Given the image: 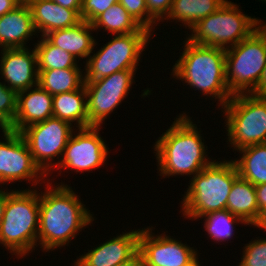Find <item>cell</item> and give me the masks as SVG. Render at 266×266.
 <instances>
[{
	"label": "cell",
	"mask_w": 266,
	"mask_h": 266,
	"mask_svg": "<svg viewBox=\"0 0 266 266\" xmlns=\"http://www.w3.org/2000/svg\"><path fill=\"white\" fill-rule=\"evenodd\" d=\"M238 176L233 160H213L190 179V186L181 201L182 214L189 220H200L208 213L226 209L227 198Z\"/></svg>",
	"instance_id": "4"
},
{
	"label": "cell",
	"mask_w": 266,
	"mask_h": 266,
	"mask_svg": "<svg viewBox=\"0 0 266 266\" xmlns=\"http://www.w3.org/2000/svg\"><path fill=\"white\" fill-rule=\"evenodd\" d=\"M101 127L90 126L78 128L77 134L72 133L63 151L59 164L53 169H70L77 172L99 169L108 156V146L99 135ZM74 135V136H73Z\"/></svg>",
	"instance_id": "13"
},
{
	"label": "cell",
	"mask_w": 266,
	"mask_h": 266,
	"mask_svg": "<svg viewBox=\"0 0 266 266\" xmlns=\"http://www.w3.org/2000/svg\"><path fill=\"white\" fill-rule=\"evenodd\" d=\"M225 58L230 93L251 94L266 65V36L256 29L248 38L225 49Z\"/></svg>",
	"instance_id": "8"
},
{
	"label": "cell",
	"mask_w": 266,
	"mask_h": 266,
	"mask_svg": "<svg viewBox=\"0 0 266 266\" xmlns=\"http://www.w3.org/2000/svg\"><path fill=\"white\" fill-rule=\"evenodd\" d=\"M72 126L73 124L51 117L43 122L30 125L20 132L34 162L46 175L59 164V157H62L69 138L72 133H75ZM56 157L57 163L54 160Z\"/></svg>",
	"instance_id": "10"
},
{
	"label": "cell",
	"mask_w": 266,
	"mask_h": 266,
	"mask_svg": "<svg viewBox=\"0 0 266 266\" xmlns=\"http://www.w3.org/2000/svg\"><path fill=\"white\" fill-rule=\"evenodd\" d=\"M91 24L94 30L103 28L112 35L150 32L136 22L119 2L100 14Z\"/></svg>",
	"instance_id": "26"
},
{
	"label": "cell",
	"mask_w": 266,
	"mask_h": 266,
	"mask_svg": "<svg viewBox=\"0 0 266 266\" xmlns=\"http://www.w3.org/2000/svg\"><path fill=\"white\" fill-rule=\"evenodd\" d=\"M10 193V191H6L3 189H0V224L3 219V215L5 212V207H6V201H7V196Z\"/></svg>",
	"instance_id": "39"
},
{
	"label": "cell",
	"mask_w": 266,
	"mask_h": 266,
	"mask_svg": "<svg viewBox=\"0 0 266 266\" xmlns=\"http://www.w3.org/2000/svg\"><path fill=\"white\" fill-rule=\"evenodd\" d=\"M153 227L141 229L139 252L146 263L156 266H198L196 249L167 234L154 235ZM170 236V237H169Z\"/></svg>",
	"instance_id": "14"
},
{
	"label": "cell",
	"mask_w": 266,
	"mask_h": 266,
	"mask_svg": "<svg viewBox=\"0 0 266 266\" xmlns=\"http://www.w3.org/2000/svg\"><path fill=\"white\" fill-rule=\"evenodd\" d=\"M49 181L45 191L39 193L38 245L45 252L69 244L83 227L94 221L72 187L64 183L54 187Z\"/></svg>",
	"instance_id": "1"
},
{
	"label": "cell",
	"mask_w": 266,
	"mask_h": 266,
	"mask_svg": "<svg viewBox=\"0 0 266 266\" xmlns=\"http://www.w3.org/2000/svg\"><path fill=\"white\" fill-rule=\"evenodd\" d=\"M29 189L10 190L0 224V244L19 258L38 246L39 193Z\"/></svg>",
	"instance_id": "5"
},
{
	"label": "cell",
	"mask_w": 266,
	"mask_h": 266,
	"mask_svg": "<svg viewBox=\"0 0 266 266\" xmlns=\"http://www.w3.org/2000/svg\"><path fill=\"white\" fill-rule=\"evenodd\" d=\"M142 266H156L150 263H146L143 259H142Z\"/></svg>",
	"instance_id": "42"
},
{
	"label": "cell",
	"mask_w": 266,
	"mask_h": 266,
	"mask_svg": "<svg viewBox=\"0 0 266 266\" xmlns=\"http://www.w3.org/2000/svg\"><path fill=\"white\" fill-rule=\"evenodd\" d=\"M64 8L75 10L81 16L82 0H52Z\"/></svg>",
	"instance_id": "36"
},
{
	"label": "cell",
	"mask_w": 266,
	"mask_h": 266,
	"mask_svg": "<svg viewBox=\"0 0 266 266\" xmlns=\"http://www.w3.org/2000/svg\"><path fill=\"white\" fill-rule=\"evenodd\" d=\"M20 0H0V17L19 6Z\"/></svg>",
	"instance_id": "37"
},
{
	"label": "cell",
	"mask_w": 266,
	"mask_h": 266,
	"mask_svg": "<svg viewBox=\"0 0 266 266\" xmlns=\"http://www.w3.org/2000/svg\"><path fill=\"white\" fill-rule=\"evenodd\" d=\"M33 88V89H32ZM53 117V95L36 85L17 93V112L10 130L21 132L35 123Z\"/></svg>",
	"instance_id": "17"
},
{
	"label": "cell",
	"mask_w": 266,
	"mask_h": 266,
	"mask_svg": "<svg viewBox=\"0 0 266 266\" xmlns=\"http://www.w3.org/2000/svg\"><path fill=\"white\" fill-rule=\"evenodd\" d=\"M33 24L40 36L51 31L73 27L82 21L81 16L72 9L64 8L52 0H29Z\"/></svg>",
	"instance_id": "19"
},
{
	"label": "cell",
	"mask_w": 266,
	"mask_h": 266,
	"mask_svg": "<svg viewBox=\"0 0 266 266\" xmlns=\"http://www.w3.org/2000/svg\"><path fill=\"white\" fill-rule=\"evenodd\" d=\"M21 2L27 3L29 0H20Z\"/></svg>",
	"instance_id": "43"
},
{
	"label": "cell",
	"mask_w": 266,
	"mask_h": 266,
	"mask_svg": "<svg viewBox=\"0 0 266 266\" xmlns=\"http://www.w3.org/2000/svg\"><path fill=\"white\" fill-rule=\"evenodd\" d=\"M237 152L243 154L240 159L233 160L239 176L254 186L265 184L266 143L247 146Z\"/></svg>",
	"instance_id": "24"
},
{
	"label": "cell",
	"mask_w": 266,
	"mask_h": 266,
	"mask_svg": "<svg viewBox=\"0 0 266 266\" xmlns=\"http://www.w3.org/2000/svg\"><path fill=\"white\" fill-rule=\"evenodd\" d=\"M140 229L123 232L77 257L73 266H116L139 251Z\"/></svg>",
	"instance_id": "16"
},
{
	"label": "cell",
	"mask_w": 266,
	"mask_h": 266,
	"mask_svg": "<svg viewBox=\"0 0 266 266\" xmlns=\"http://www.w3.org/2000/svg\"><path fill=\"white\" fill-rule=\"evenodd\" d=\"M2 132L5 141H0V184L28 180L30 183L32 181V185L35 186L43 178L48 177L34 162L20 132L10 129L2 130Z\"/></svg>",
	"instance_id": "12"
},
{
	"label": "cell",
	"mask_w": 266,
	"mask_h": 266,
	"mask_svg": "<svg viewBox=\"0 0 266 266\" xmlns=\"http://www.w3.org/2000/svg\"><path fill=\"white\" fill-rule=\"evenodd\" d=\"M200 218H204V229L216 243L217 241H227V239L233 237L234 223L246 224L242 219L234 216L227 209L208 213Z\"/></svg>",
	"instance_id": "28"
},
{
	"label": "cell",
	"mask_w": 266,
	"mask_h": 266,
	"mask_svg": "<svg viewBox=\"0 0 266 266\" xmlns=\"http://www.w3.org/2000/svg\"><path fill=\"white\" fill-rule=\"evenodd\" d=\"M53 117L70 124L75 122L77 129L89 127L85 85L78 90L53 95Z\"/></svg>",
	"instance_id": "22"
},
{
	"label": "cell",
	"mask_w": 266,
	"mask_h": 266,
	"mask_svg": "<svg viewBox=\"0 0 266 266\" xmlns=\"http://www.w3.org/2000/svg\"><path fill=\"white\" fill-rule=\"evenodd\" d=\"M38 70L49 69H81L77 60L61 48L52 45L44 36L35 43Z\"/></svg>",
	"instance_id": "27"
},
{
	"label": "cell",
	"mask_w": 266,
	"mask_h": 266,
	"mask_svg": "<svg viewBox=\"0 0 266 266\" xmlns=\"http://www.w3.org/2000/svg\"><path fill=\"white\" fill-rule=\"evenodd\" d=\"M17 112V93L0 82V129H11Z\"/></svg>",
	"instance_id": "29"
},
{
	"label": "cell",
	"mask_w": 266,
	"mask_h": 266,
	"mask_svg": "<svg viewBox=\"0 0 266 266\" xmlns=\"http://www.w3.org/2000/svg\"><path fill=\"white\" fill-rule=\"evenodd\" d=\"M81 69L38 70V85L51 95L71 92L84 85Z\"/></svg>",
	"instance_id": "25"
},
{
	"label": "cell",
	"mask_w": 266,
	"mask_h": 266,
	"mask_svg": "<svg viewBox=\"0 0 266 266\" xmlns=\"http://www.w3.org/2000/svg\"><path fill=\"white\" fill-rule=\"evenodd\" d=\"M226 0H173L164 20L172 19L191 29L199 20L216 12Z\"/></svg>",
	"instance_id": "23"
},
{
	"label": "cell",
	"mask_w": 266,
	"mask_h": 266,
	"mask_svg": "<svg viewBox=\"0 0 266 266\" xmlns=\"http://www.w3.org/2000/svg\"><path fill=\"white\" fill-rule=\"evenodd\" d=\"M116 266H142V255L138 251L133 257Z\"/></svg>",
	"instance_id": "38"
},
{
	"label": "cell",
	"mask_w": 266,
	"mask_h": 266,
	"mask_svg": "<svg viewBox=\"0 0 266 266\" xmlns=\"http://www.w3.org/2000/svg\"><path fill=\"white\" fill-rule=\"evenodd\" d=\"M177 117L153 145L157 167L161 171L159 175L169 178L186 174L193 177L207 167L212 159L210 161L207 158V146L193 120L185 113Z\"/></svg>",
	"instance_id": "2"
},
{
	"label": "cell",
	"mask_w": 266,
	"mask_h": 266,
	"mask_svg": "<svg viewBox=\"0 0 266 266\" xmlns=\"http://www.w3.org/2000/svg\"><path fill=\"white\" fill-rule=\"evenodd\" d=\"M118 2L136 22L149 30V12L147 11L146 0H118Z\"/></svg>",
	"instance_id": "33"
},
{
	"label": "cell",
	"mask_w": 266,
	"mask_h": 266,
	"mask_svg": "<svg viewBox=\"0 0 266 266\" xmlns=\"http://www.w3.org/2000/svg\"><path fill=\"white\" fill-rule=\"evenodd\" d=\"M242 255L238 266H266V238L250 241Z\"/></svg>",
	"instance_id": "30"
},
{
	"label": "cell",
	"mask_w": 266,
	"mask_h": 266,
	"mask_svg": "<svg viewBox=\"0 0 266 266\" xmlns=\"http://www.w3.org/2000/svg\"><path fill=\"white\" fill-rule=\"evenodd\" d=\"M136 70H122L95 81H85L89 127H100L129 94Z\"/></svg>",
	"instance_id": "11"
},
{
	"label": "cell",
	"mask_w": 266,
	"mask_h": 266,
	"mask_svg": "<svg viewBox=\"0 0 266 266\" xmlns=\"http://www.w3.org/2000/svg\"><path fill=\"white\" fill-rule=\"evenodd\" d=\"M260 19H258V29L266 36V24L261 23Z\"/></svg>",
	"instance_id": "41"
},
{
	"label": "cell",
	"mask_w": 266,
	"mask_h": 266,
	"mask_svg": "<svg viewBox=\"0 0 266 266\" xmlns=\"http://www.w3.org/2000/svg\"><path fill=\"white\" fill-rule=\"evenodd\" d=\"M222 108L228 141L235 151L266 143V98L236 94Z\"/></svg>",
	"instance_id": "7"
},
{
	"label": "cell",
	"mask_w": 266,
	"mask_h": 266,
	"mask_svg": "<svg viewBox=\"0 0 266 266\" xmlns=\"http://www.w3.org/2000/svg\"><path fill=\"white\" fill-rule=\"evenodd\" d=\"M184 51L172 68L173 77L218 99L221 108L232 98L226 82L225 49L194 44L186 38Z\"/></svg>",
	"instance_id": "3"
},
{
	"label": "cell",
	"mask_w": 266,
	"mask_h": 266,
	"mask_svg": "<svg viewBox=\"0 0 266 266\" xmlns=\"http://www.w3.org/2000/svg\"><path fill=\"white\" fill-rule=\"evenodd\" d=\"M152 32H134L113 35L93 55L86 59L84 81H95L122 70H136L144 47L150 42Z\"/></svg>",
	"instance_id": "9"
},
{
	"label": "cell",
	"mask_w": 266,
	"mask_h": 266,
	"mask_svg": "<svg viewBox=\"0 0 266 266\" xmlns=\"http://www.w3.org/2000/svg\"><path fill=\"white\" fill-rule=\"evenodd\" d=\"M173 0H146L147 11L149 12V31L153 32L154 25L164 20L172 6Z\"/></svg>",
	"instance_id": "32"
},
{
	"label": "cell",
	"mask_w": 266,
	"mask_h": 266,
	"mask_svg": "<svg viewBox=\"0 0 266 266\" xmlns=\"http://www.w3.org/2000/svg\"><path fill=\"white\" fill-rule=\"evenodd\" d=\"M95 31L91 23L82 20L77 25L49 32L44 37L54 46L69 52L75 59L87 58L97 45L91 35ZM78 57V58H77Z\"/></svg>",
	"instance_id": "20"
},
{
	"label": "cell",
	"mask_w": 266,
	"mask_h": 266,
	"mask_svg": "<svg viewBox=\"0 0 266 266\" xmlns=\"http://www.w3.org/2000/svg\"><path fill=\"white\" fill-rule=\"evenodd\" d=\"M226 209L247 225H255L258 221V203L255 186L238 176L227 198Z\"/></svg>",
	"instance_id": "21"
},
{
	"label": "cell",
	"mask_w": 266,
	"mask_h": 266,
	"mask_svg": "<svg viewBox=\"0 0 266 266\" xmlns=\"http://www.w3.org/2000/svg\"><path fill=\"white\" fill-rule=\"evenodd\" d=\"M251 94L258 97L266 98V65L262 70L261 78L258 82L256 89Z\"/></svg>",
	"instance_id": "35"
},
{
	"label": "cell",
	"mask_w": 266,
	"mask_h": 266,
	"mask_svg": "<svg viewBox=\"0 0 266 266\" xmlns=\"http://www.w3.org/2000/svg\"><path fill=\"white\" fill-rule=\"evenodd\" d=\"M32 13L27 3L22 2L14 10L0 17V48H27V41L35 35Z\"/></svg>",
	"instance_id": "18"
},
{
	"label": "cell",
	"mask_w": 266,
	"mask_h": 266,
	"mask_svg": "<svg viewBox=\"0 0 266 266\" xmlns=\"http://www.w3.org/2000/svg\"><path fill=\"white\" fill-rule=\"evenodd\" d=\"M117 2L118 0H82L81 18L92 23L100 14Z\"/></svg>",
	"instance_id": "31"
},
{
	"label": "cell",
	"mask_w": 266,
	"mask_h": 266,
	"mask_svg": "<svg viewBox=\"0 0 266 266\" xmlns=\"http://www.w3.org/2000/svg\"><path fill=\"white\" fill-rule=\"evenodd\" d=\"M256 198L258 203V219L266 212V183L255 186Z\"/></svg>",
	"instance_id": "34"
},
{
	"label": "cell",
	"mask_w": 266,
	"mask_h": 266,
	"mask_svg": "<svg viewBox=\"0 0 266 266\" xmlns=\"http://www.w3.org/2000/svg\"><path fill=\"white\" fill-rule=\"evenodd\" d=\"M0 75L16 93L38 85L36 51L28 48L2 49Z\"/></svg>",
	"instance_id": "15"
},
{
	"label": "cell",
	"mask_w": 266,
	"mask_h": 266,
	"mask_svg": "<svg viewBox=\"0 0 266 266\" xmlns=\"http://www.w3.org/2000/svg\"><path fill=\"white\" fill-rule=\"evenodd\" d=\"M238 7L226 0L216 12L195 24L187 39L194 44L224 49L237 45L258 29V18L242 13Z\"/></svg>",
	"instance_id": "6"
},
{
	"label": "cell",
	"mask_w": 266,
	"mask_h": 266,
	"mask_svg": "<svg viewBox=\"0 0 266 266\" xmlns=\"http://www.w3.org/2000/svg\"><path fill=\"white\" fill-rule=\"evenodd\" d=\"M254 227L261 228L265 230L266 232V212L262 213L257 221V223L254 225Z\"/></svg>",
	"instance_id": "40"
}]
</instances>
